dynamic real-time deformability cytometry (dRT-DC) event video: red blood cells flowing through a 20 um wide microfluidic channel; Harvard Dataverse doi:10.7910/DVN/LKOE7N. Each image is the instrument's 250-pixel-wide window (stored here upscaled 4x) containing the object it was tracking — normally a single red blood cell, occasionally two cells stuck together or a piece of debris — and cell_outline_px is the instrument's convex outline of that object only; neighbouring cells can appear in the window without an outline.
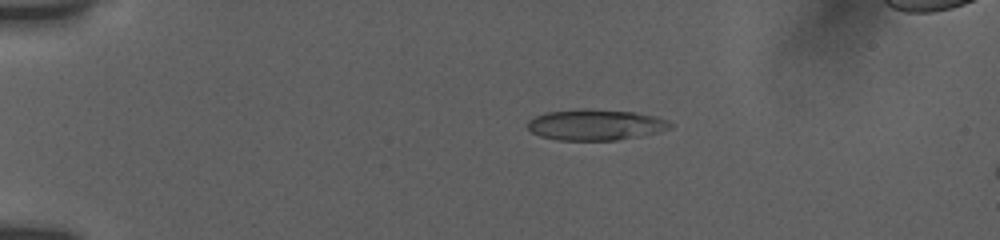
{"species": "human", "species_latin": "Homo sapiens", "temperature_condition": "room temperature", "stored_images_in_passage": 25, "camera_frame_rate_fps": 3000, "um_per_image_px": 0.085, "donor": {"sex": "female"}, "frame": {"image": 1, "passage_image": 1, "time_ms": 0.0, "image_size_px": [1000, 240], "cell_outline_px": [[672, 124], [668, 128], [656, 132], [616, 140], [556, 140], [540, 136], [532, 132], [528, 128], [528, 120], [544, 112], [584, 108], [636, 112], [656, 116], [668, 120]], "centroid_in_image_um": [50.57, 10.59], "position_along_channel_um": 34.4, "area_um2": 25.61}}
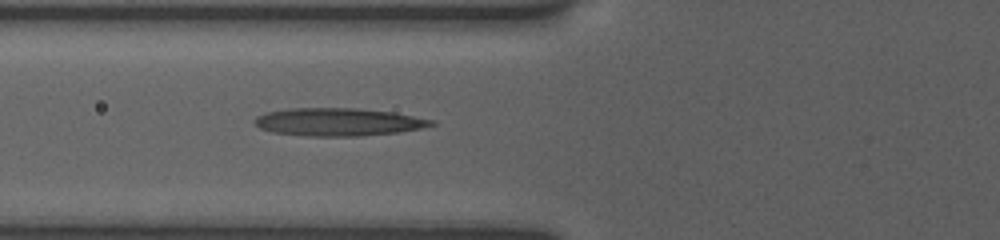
{"frame": {"image": 2, "passage_image": 14, "time_ms": 3.333, "image_size_px": [1000, 240], "cell_outline_px": [[436, 124], [420, 128], [400, 132], [360, 136], [304, 136], [272, 132], [260, 128], [252, 120], [256, 116], [268, 112], [288, 108], [356, 108], [392, 112], [436, 120]], "centroid_in_image_um": [28.75, 10.37], "position_along_channel_um": 97.1, "area_um2": 28.78}}
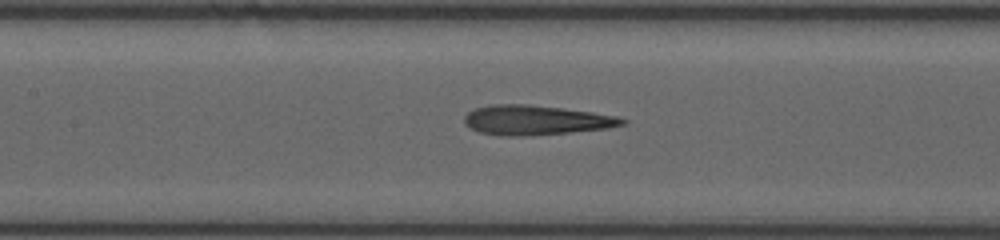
{"frame": {"image": 3, "passage_image": 21, "time_ms": 5.0, "image_size_px": [1000, 240], "cell_outline_px": [[628, 124], [608, 128], [528, 136], [500, 136], [480, 132], [464, 124], [464, 116], [468, 112], [476, 108], [492, 104], [528, 104], [564, 108], [620, 116], [628, 120]], "centroid_in_image_um": [45.59, 10.21], "position_along_channel_um": 161.8, "area_um2": 27.51}}